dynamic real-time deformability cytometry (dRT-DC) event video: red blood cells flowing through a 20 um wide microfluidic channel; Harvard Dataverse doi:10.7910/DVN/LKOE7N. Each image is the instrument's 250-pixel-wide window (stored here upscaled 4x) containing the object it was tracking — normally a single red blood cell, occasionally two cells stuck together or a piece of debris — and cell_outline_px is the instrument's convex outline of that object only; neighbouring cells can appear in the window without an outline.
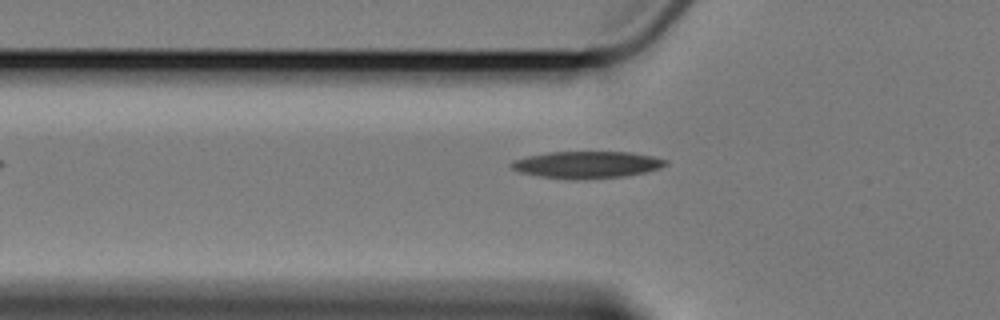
{"species": "Egyptian fruit bat (a non-hibernating species)", "species_latin": "Rousettus aegyptiacus", "temperature_condition": "cold", "stored_images_in_passage": 5, "camera_frame_rate_fps": 3000, "um_per_image_px": 0.085, "animal": {"sex": "female"}, "frame": {"image": 1, "passage_image": 5, "time_ms": 6.0, "image_size_px": [1000, 320], "cell_outline_px": [[668, 164], [660, 168], [644, 172], [624, 176], [576, 180], [572, 180], [540, 176], [520, 172], [512, 168], [508, 164], [512, 160], [524, 156], [548, 152], [632, 152], [652, 156], [668, 160]], "centroid_in_image_um": [49.85, 13.99], "position_along_channel_um": 76.0, "area_um2": 24.39}}